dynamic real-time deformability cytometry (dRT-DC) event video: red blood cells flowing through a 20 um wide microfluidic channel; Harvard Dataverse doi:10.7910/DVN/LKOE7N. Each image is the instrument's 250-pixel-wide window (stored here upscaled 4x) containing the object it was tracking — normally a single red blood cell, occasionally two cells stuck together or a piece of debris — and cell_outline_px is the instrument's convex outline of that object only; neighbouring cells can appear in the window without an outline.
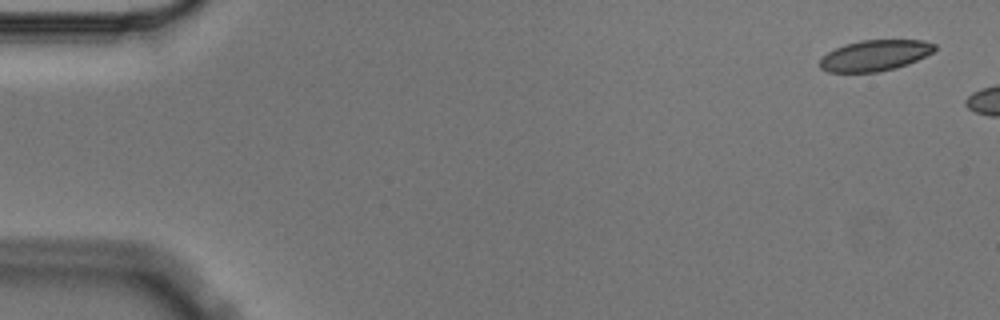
{"species": "Egyptian fruit bat (a non-hibernating species)", "species_latin": "Rousettus aegyptiacus", "temperature_condition": "cold", "stored_images_in_passage": 3, "camera_frame_rate_fps": 3000, "um_per_image_px": 0.085, "animal": {"sex": "male"}, "frame": {"image": 1, "passage_image": 1, "time_ms": 0.0, "image_size_px": [1000, 320], "cell_outline_px": [[936, 48], [932, 52], [908, 64], [896, 68], [880, 72], [828, 72], [820, 68], [820, 60], [828, 52], [844, 44], [860, 40], [924, 40], [936, 44]], "centroid_in_image_um": [74.37, 4.71], "position_along_channel_um": 10.6, "area_um2": 20.63}}